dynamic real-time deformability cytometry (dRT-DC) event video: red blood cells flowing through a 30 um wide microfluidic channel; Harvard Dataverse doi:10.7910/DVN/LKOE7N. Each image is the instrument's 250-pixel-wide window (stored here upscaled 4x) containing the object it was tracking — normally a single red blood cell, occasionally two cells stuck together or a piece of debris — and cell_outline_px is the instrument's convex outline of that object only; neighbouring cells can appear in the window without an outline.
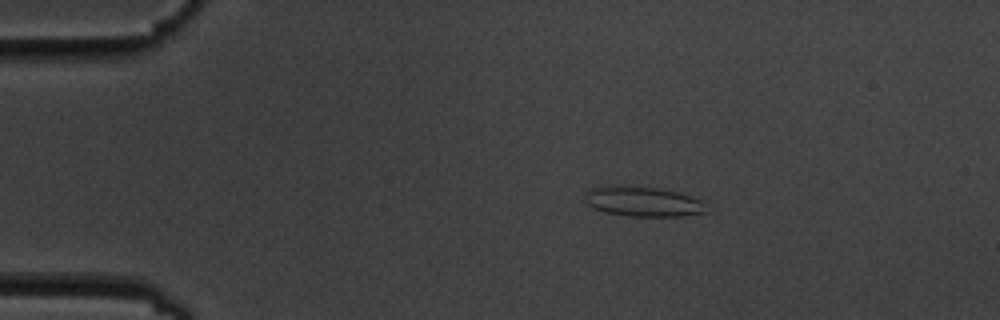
{"species": "common noctule bat (a hibernating species)", "species_latin": "Nyctalus noctula", "temperature_condition": "cold", "stored_images_in_passage": 5, "camera_frame_rate_fps": 3000, "um_per_image_px": 0.085, "animal": {"sex": "male", "body_mass_g": 19.5, "forearm_length_mm": 54.6}, "frame": {"image": 1, "passage_image": 2, "time_ms": 1.333, "image_size_px": [1000, 320], "cell_outline_px": [[708, 212], [684, 216], [628, 216], [604, 212], [588, 204], [584, 200], [584, 196], [592, 188], [612, 184], [624, 184], [656, 188], [676, 192], [700, 200]], "centroid_in_image_um": [54.6, 17.12], "position_along_channel_um": 30.4, "area_um2": 21.21}}
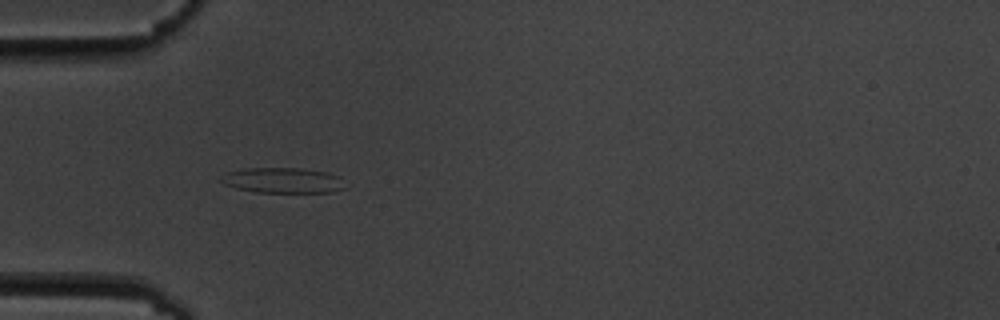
{"frame": {"image": 2, "passage_image": 4, "time_ms": 3.667, "image_size_px": [1000, 320], "cell_outline_px": [[348, 188], [332, 192], [256, 192], [236, 188], [224, 184], [220, 180], [228, 172], [244, 168], [300, 168], [328, 172], [336, 176]], "centroid_in_image_um": [24.06, 15.33], "position_along_channel_um": 60.9, "area_um2": 18.21}}
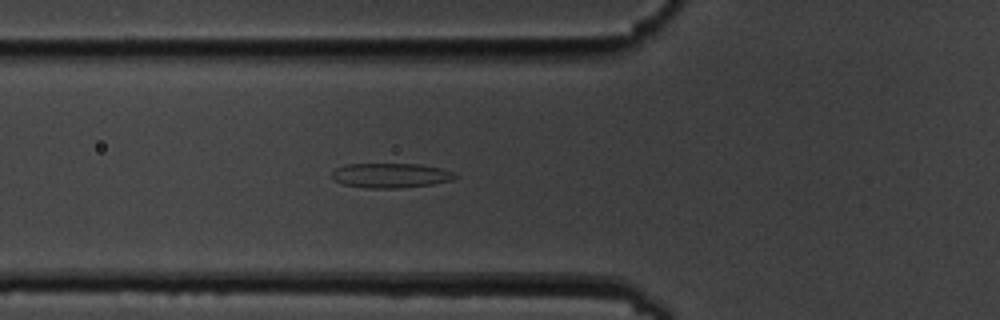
{"frame": {"image": 3, "passage_image": 5, "time_ms": 4.667, "image_size_px": [1000, 320], "cell_outline_px": [[460, 176], [452, 180], [432, 184], [400, 188], [364, 188], [344, 184], [336, 180], [332, 176], [332, 172], [336, 168], [348, 164], [420, 164], [440, 168], [452, 172]], "centroid_in_image_um": [33.23, 14.91], "position_along_channel_um": 92.6, "area_um2": 17.63}}